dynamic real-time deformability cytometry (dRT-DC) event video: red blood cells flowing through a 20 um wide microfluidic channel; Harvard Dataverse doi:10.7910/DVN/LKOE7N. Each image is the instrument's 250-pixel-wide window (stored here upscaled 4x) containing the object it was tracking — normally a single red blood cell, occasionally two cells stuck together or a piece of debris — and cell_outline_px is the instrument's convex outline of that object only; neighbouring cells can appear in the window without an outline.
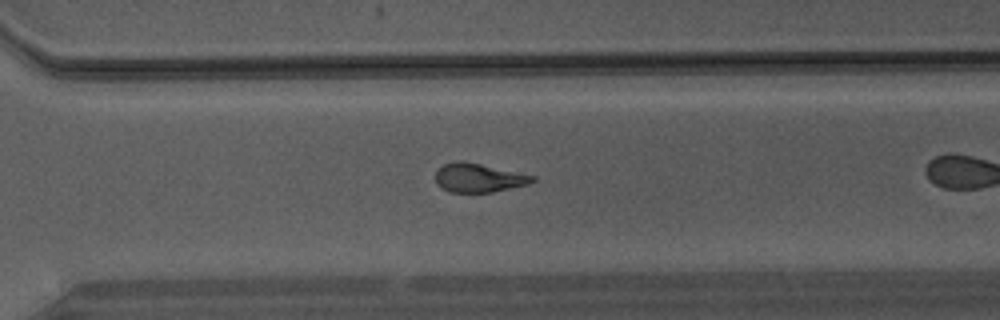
{"species": "Egyptian fruit bat (a non-hibernating species)", "species_latin": "Rousettus aegyptiacus", "temperature_condition": "warm", "stored_images_in_passage": 31, "camera_frame_rate_fps": 3000, "um_per_image_px": 0.085, "animal": {"sex": "male"}, "frame": {"image": 1, "passage_image": 27, "time_ms": 8.667, "image_size_px": [1000, 320], "cell_outline_px": [[536, 180], [528, 184], [492, 192], [448, 192], [440, 188], [436, 184], [436, 172], [444, 164], [480, 164], [536, 176]], "centroid_in_image_um": [40.71, 15.17], "position_along_channel_um": 329.9, "area_um2": 15.66}}